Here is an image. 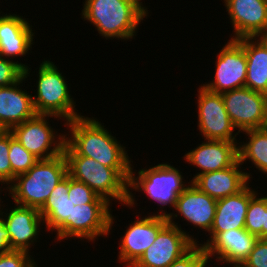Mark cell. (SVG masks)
Segmentation results:
<instances>
[{
    "label": "cell",
    "mask_w": 267,
    "mask_h": 267,
    "mask_svg": "<svg viewBox=\"0 0 267 267\" xmlns=\"http://www.w3.org/2000/svg\"><path fill=\"white\" fill-rule=\"evenodd\" d=\"M65 125L71 137H65L64 155L86 156L111 168H131L125 147L94 118L80 116Z\"/></svg>",
    "instance_id": "obj_1"
},
{
    "label": "cell",
    "mask_w": 267,
    "mask_h": 267,
    "mask_svg": "<svg viewBox=\"0 0 267 267\" xmlns=\"http://www.w3.org/2000/svg\"><path fill=\"white\" fill-rule=\"evenodd\" d=\"M64 156L67 162V173L70 177L85 183L109 203L116 199L126 206L133 207L136 204L133 198L134 194L128 190L131 168L106 167L86 156Z\"/></svg>",
    "instance_id": "obj_2"
},
{
    "label": "cell",
    "mask_w": 267,
    "mask_h": 267,
    "mask_svg": "<svg viewBox=\"0 0 267 267\" xmlns=\"http://www.w3.org/2000/svg\"><path fill=\"white\" fill-rule=\"evenodd\" d=\"M148 10L135 0H85L82 17L106 39H132Z\"/></svg>",
    "instance_id": "obj_3"
},
{
    "label": "cell",
    "mask_w": 267,
    "mask_h": 267,
    "mask_svg": "<svg viewBox=\"0 0 267 267\" xmlns=\"http://www.w3.org/2000/svg\"><path fill=\"white\" fill-rule=\"evenodd\" d=\"M68 175L64 154L38 160L26 173L15 177L7 188L14 203L40 209L56 185Z\"/></svg>",
    "instance_id": "obj_4"
},
{
    "label": "cell",
    "mask_w": 267,
    "mask_h": 267,
    "mask_svg": "<svg viewBox=\"0 0 267 267\" xmlns=\"http://www.w3.org/2000/svg\"><path fill=\"white\" fill-rule=\"evenodd\" d=\"M36 90L32 101L37 115H52L66 122L82 116L75 112L76 105L65 77L49 59L40 63Z\"/></svg>",
    "instance_id": "obj_5"
},
{
    "label": "cell",
    "mask_w": 267,
    "mask_h": 267,
    "mask_svg": "<svg viewBox=\"0 0 267 267\" xmlns=\"http://www.w3.org/2000/svg\"><path fill=\"white\" fill-rule=\"evenodd\" d=\"M164 211L157 215L166 216L168 223L158 232L154 243L131 267H168L197 244L193 235L190 236L177 225L178 223H174L173 217L178 215Z\"/></svg>",
    "instance_id": "obj_6"
},
{
    "label": "cell",
    "mask_w": 267,
    "mask_h": 267,
    "mask_svg": "<svg viewBox=\"0 0 267 267\" xmlns=\"http://www.w3.org/2000/svg\"><path fill=\"white\" fill-rule=\"evenodd\" d=\"M133 167L130 170L128 190L143 191L150 198L162 206L175 208L178 196L187 187L182 180L179 169L167 163L158 164L149 169H141L138 176L134 175ZM130 187V188H129Z\"/></svg>",
    "instance_id": "obj_7"
},
{
    "label": "cell",
    "mask_w": 267,
    "mask_h": 267,
    "mask_svg": "<svg viewBox=\"0 0 267 267\" xmlns=\"http://www.w3.org/2000/svg\"><path fill=\"white\" fill-rule=\"evenodd\" d=\"M46 117L59 118L52 115L36 114L33 118L13 126L9 130L13 137L39 160L51 159L62 154L65 144L66 135H57L48 124Z\"/></svg>",
    "instance_id": "obj_8"
},
{
    "label": "cell",
    "mask_w": 267,
    "mask_h": 267,
    "mask_svg": "<svg viewBox=\"0 0 267 267\" xmlns=\"http://www.w3.org/2000/svg\"><path fill=\"white\" fill-rule=\"evenodd\" d=\"M225 109L238 132L267 127V95L248 87L221 94Z\"/></svg>",
    "instance_id": "obj_9"
},
{
    "label": "cell",
    "mask_w": 267,
    "mask_h": 267,
    "mask_svg": "<svg viewBox=\"0 0 267 267\" xmlns=\"http://www.w3.org/2000/svg\"><path fill=\"white\" fill-rule=\"evenodd\" d=\"M198 128L204 140L236 142V129L225 109L223 97L202 85L198 89Z\"/></svg>",
    "instance_id": "obj_10"
},
{
    "label": "cell",
    "mask_w": 267,
    "mask_h": 267,
    "mask_svg": "<svg viewBox=\"0 0 267 267\" xmlns=\"http://www.w3.org/2000/svg\"><path fill=\"white\" fill-rule=\"evenodd\" d=\"M217 56L214 80L202 86L219 94L245 87L247 58L243 45L230 39Z\"/></svg>",
    "instance_id": "obj_11"
},
{
    "label": "cell",
    "mask_w": 267,
    "mask_h": 267,
    "mask_svg": "<svg viewBox=\"0 0 267 267\" xmlns=\"http://www.w3.org/2000/svg\"><path fill=\"white\" fill-rule=\"evenodd\" d=\"M168 223L164 215H149L148 217H138L136 221L129 224L122 241L119 245L118 260L126 263L125 266L131 267L144 251L151 246L158 232Z\"/></svg>",
    "instance_id": "obj_12"
},
{
    "label": "cell",
    "mask_w": 267,
    "mask_h": 267,
    "mask_svg": "<svg viewBox=\"0 0 267 267\" xmlns=\"http://www.w3.org/2000/svg\"><path fill=\"white\" fill-rule=\"evenodd\" d=\"M235 30L231 39L258 37L267 28V0H224Z\"/></svg>",
    "instance_id": "obj_13"
},
{
    "label": "cell",
    "mask_w": 267,
    "mask_h": 267,
    "mask_svg": "<svg viewBox=\"0 0 267 267\" xmlns=\"http://www.w3.org/2000/svg\"><path fill=\"white\" fill-rule=\"evenodd\" d=\"M111 203L75 205L71 211V238L94 241L109 234L114 223L109 206Z\"/></svg>",
    "instance_id": "obj_14"
},
{
    "label": "cell",
    "mask_w": 267,
    "mask_h": 267,
    "mask_svg": "<svg viewBox=\"0 0 267 267\" xmlns=\"http://www.w3.org/2000/svg\"><path fill=\"white\" fill-rule=\"evenodd\" d=\"M5 228L9 235V244L11 250L25 251L29 253L30 245L38 239L39 227L44 220L39 213V209L15 205L9 210V213L3 215Z\"/></svg>",
    "instance_id": "obj_15"
},
{
    "label": "cell",
    "mask_w": 267,
    "mask_h": 267,
    "mask_svg": "<svg viewBox=\"0 0 267 267\" xmlns=\"http://www.w3.org/2000/svg\"><path fill=\"white\" fill-rule=\"evenodd\" d=\"M205 141L183 157L189 164L200 169L191 182L201 174L225 169L239 160V143L222 140Z\"/></svg>",
    "instance_id": "obj_16"
},
{
    "label": "cell",
    "mask_w": 267,
    "mask_h": 267,
    "mask_svg": "<svg viewBox=\"0 0 267 267\" xmlns=\"http://www.w3.org/2000/svg\"><path fill=\"white\" fill-rule=\"evenodd\" d=\"M248 186L249 183L238 193L217 200L210 237L200 244L202 247L205 248L221 232L244 228L249 201L257 192Z\"/></svg>",
    "instance_id": "obj_17"
},
{
    "label": "cell",
    "mask_w": 267,
    "mask_h": 267,
    "mask_svg": "<svg viewBox=\"0 0 267 267\" xmlns=\"http://www.w3.org/2000/svg\"><path fill=\"white\" fill-rule=\"evenodd\" d=\"M69 175L52 190L44 205L39 209L47 230L56 231L57 239L71 238V211L75 206L68 198Z\"/></svg>",
    "instance_id": "obj_18"
},
{
    "label": "cell",
    "mask_w": 267,
    "mask_h": 267,
    "mask_svg": "<svg viewBox=\"0 0 267 267\" xmlns=\"http://www.w3.org/2000/svg\"><path fill=\"white\" fill-rule=\"evenodd\" d=\"M257 239V236L249 233L245 228L229 229L219 233L205 247V250L209 258L216 256V260L235 267L241 265L248 257Z\"/></svg>",
    "instance_id": "obj_19"
},
{
    "label": "cell",
    "mask_w": 267,
    "mask_h": 267,
    "mask_svg": "<svg viewBox=\"0 0 267 267\" xmlns=\"http://www.w3.org/2000/svg\"><path fill=\"white\" fill-rule=\"evenodd\" d=\"M189 183L190 185L178 196L174 209L185 218L184 220L194 224V227L210 232L217 200L200 191L192 182Z\"/></svg>",
    "instance_id": "obj_20"
},
{
    "label": "cell",
    "mask_w": 267,
    "mask_h": 267,
    "mask_svg": "<svg viewBox=\"0 0 267 267\" xmlns=\"http://www.w3.org/2000/svg\"><path fill=\"white\" fill-rule=\"evenodd\" d=\"M238 160L233 166L222 170L207 172L197 176L192 183L202 192L218 200L241 191L249 182L251 176L242 172Z\"/></svg>",
    "instance_id": "obj_21"
},
{
    "label": "cell",
    "mask_w": 267,
    "mask_h": 267,
    "mask_svg": "<svg viewBox=\"0 0 267 267\" xmlns=\"http://www.w3.org/2000/svg\"><path fill=\"white\" fill-rule=\"evenodd\" d=\"M20 15L5 14L0 20V56L9 59L28 53L33 44L32 25ZM31 26V27H30Z\"/></svg>",
    "instance_id": "obj_22"
},
{
    "label": "cell",
    "mask_w": 267,
    "mask_h": 267,
    "mask_svg": "<svg viewBox=\"0 0 267 267\" xmlns=\"http://www.w3.org/2000/svg\"><path fill=\"white\" fill-rule=\"evenodd\" d=\"M25 79L24 76L15 84L0 87V122L7 130L36 115L32 94L19 86Z\"/></svg>",
    "instance_id": "obj_23"
},
{
    "label": "cell",
    "mask_w": 267,
    "mask_h": 267,
    "mask_svg": "<svg viewBox=\"0 0 267 267\" xmlns=\"http://www.w3.org/2000/svg\"><path fill=\"white\" fill-rule=\"evenodd\" d=\"M247 58L245 87L267 95V47L256 37L240 38Z\"/></svg>",
    "instance_id": "obj_24"
},
{
    "label": "cell",
    "mask_w": 267,
    "mask_h": 267,
    "mask_svg": "<svg viewBox=\"0 0 267 267\" xmlns=\"http://www.w3.org/2000/svg\"><path fill=\"white\" fill-rule=\"evenodd\" d=\"M249 141L238 146L239 161H251L263 174H267V127L244 131Z\"/></svg>",
    "instance_id": "obj_25"
},
{
    "label": "cell",
    "mask_w": 267,
    "mask_h": 267,
    "mask_svg": "<svg viewBox=\"0 0 267 267\" xmlns=\"http://www.w3.org/2000/svg\"><path fill=\"white\" fill-rule=\"evenodd\" d=\"M9 160L13 182L16 176L26 173L39 159L27 151L10 132Z\"/></svg>",
    "instance_id": "obj_26"
},
{
    "label": "cell",
    "mask_w": 267,
    "mask_h": 267,
    "mask_svg": "<svg viewBox=\"0 0 267 267\" xmlns=\"http://www.w3.org/2000/svg\"><path fill=\"white\" fill-rule=\"evenodd\" d=\"M256 193L249 201L244 228L251 234L262 239V225H264L265 197Z\"/></svg>",
    "instance_id": "obj_27"
},
{
    "label": "cell",
    "mask_w": 267,
    "mask_h": 267,
    "mask_svg": "<svg viewBox=\"0 0 267 267\" xmlns=\"http://www.w3.org/2000/svg\"><path fill=\"white\" fill-rule=\"evenodd\" d=\"M29 67L0 56V87L9 86L29 76Z\"/></svg>",
    "instance_id": "obj_28"
},
{
    "label": "cell",
    "mask_w": 267,
    "mask_h": 267,
    "mask_svg": "<svg viewBox=\"0 0 267 267\" xmlns=\"http://www.w3.org/2000/svg\"><path fill=\"white\" fill-rule=\"evenodd\" d=\"M68 198L74 205H82L87 203H109L103 197L97 195L85 183L77 181L69 176V192Z\"/></svg>",
    "instance_id": "obj_29"
},
{
    "label": "cell",
    "mask_w": 267,
    "mask_h": 267,
    "mask_svg": "<svg viewBox=\"0 0 267 267\" xmlns=\"http://www.w3.org/2000/svg\"><path fill=\"white\" fill-rule=\"evenodd\" d=\"M208 261L210 262V259L205 248L197 243L168 267H207Z\"/></svg>",
    "instance_id": "obj_30"
},
{
    "label": "cell",
    "mask_w": 267,
    "mask_h": 267,
    "mask_svg": "<svg viewBox=\"0 0 267 267\" xmlns=\"http://www.w3.org/2000/svg\"><path fill=\"white\" fill-rule=\"evenodd\" d=\"M10 131L0 137V182L1 184L12 183V169L9 160Z\"/></svg>",
    "instance_id": "obj_31"
},
{
    "label": "cell",
    "mask_w": 267,
    "mask_h": 267,
    "mask_svg": "<svg viewBox=\"0 0 267 267\" xmlns=\"http://www.w3.org/2000/svg\"><path fill=\"white\" fill-rule=\"evenodd\" d=\"M25 251L11 250L0 254V267H38Z\"/></svg>",
    "instance_id": "obj_32"
},
{
    "label": "cell",
    "mask_w": 267,
    "mask_h": 267,
    "mask_svg": "<svg viewBox=\"0 0 267 267\" xmlns=\"http://www.w3.org/2000/svg\"><path fill=\"white\" fill-rule=\"evenodd\" d=\"M235 267H267V239H257L248 257Z\"/></svg>",
    "instance_id": "obj_33"
},
{
    "label": "cell",
    "mask_w": 267,
    "mask_h": 267,
    "mask_svg": "<svg viewBox=\"0 0 267 267\" xmlns=\"http://www.w3.org/2000/svg\"><path fill=\"white\" fill-rule=\"evenodd\" d=\"M11 251L9 244V235L5 228L4 219L0 214V254Z\"/></svg>",
    "instance_id": "obj_34"
},
{
    "label": "cell",
    "mask_w": 267,
    "mask_h": 267,
    "mask_svg": "<svg viewBox=\"0 0 267 267\" xmlns=\"http://www.w3.org/2000/svg\"><path fill=\"white\" fill-rule=\"evenodd\" d=\"M264 225H262V239H267V196L265 197Z\"/></svg>",
    "instance_id": "obj_35"
},
{
    "label": "cell",
    "mask_w": 267,
    "mask_h": 267,
    "mask_svg": "<svg viewBox=\"0 0 267 267\" xmlns=\"http://www.w3.org/2000/svg\"><path fill=\"white\" fill-rule=\"evenodd\" d=\"M257 38L267 47V28Z\"/></svg>",
    "instance_id": "obj_36"
},
{
    "label": "cell",
    "mask_w": 267,
    "mask_h": 267,
    "mask_svg": "<svg viewBox=\"0 0 267 267\" xmlns=\"http://www.w3.org/2000/svg\"><path fill=\"white\" fill-rule=\"evenodd\" d=\"M8 130L4 127V125L0 122V137L6 133Z\"/></svg>",
    "instance_id": "obj_37"
},
{
    "label": "cell",
    "mask_w": 267,
    "mask_h": 267,
    "mask_svg": "<svg viewBox=\"0 0 267 267\" xmlns=\"http://www.w3.org/2000/svg\"><path fill=\"white\" fill-rule=\"evenodd\" d=\"M140 6H142L143 7V4H142V2H141V0H135Z\"/></svg>",
    "instance_id": "obj_38"
}]
</instances>
